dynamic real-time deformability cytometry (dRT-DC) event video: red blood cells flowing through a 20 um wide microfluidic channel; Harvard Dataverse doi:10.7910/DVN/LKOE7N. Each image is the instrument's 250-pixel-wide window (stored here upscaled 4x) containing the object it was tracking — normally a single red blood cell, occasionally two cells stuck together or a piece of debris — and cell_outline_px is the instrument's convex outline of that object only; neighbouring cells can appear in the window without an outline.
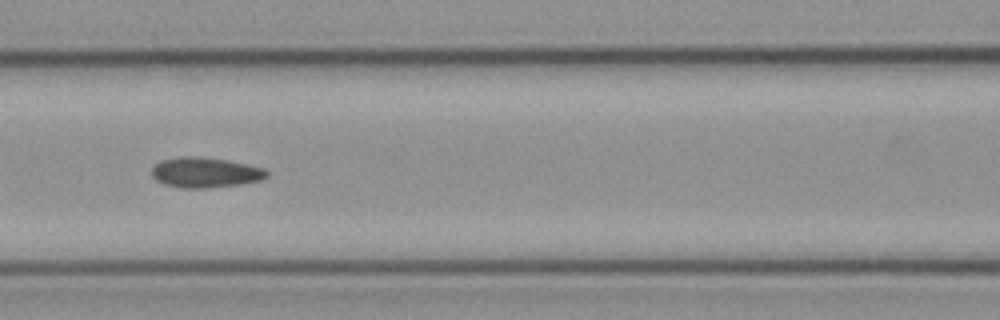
{"species": "common noctule bat (a hibernating species)", "species_latin": "Nyctalus noctula", "temperature_condition": "cold", "stored_images_in_passage": 52, "camera_frame_rate_fps": 3000, "um_per_image_px": 0.085, "animal": {"sex": "female", "body_mass_g": 21.9}, "frame": {"image": 1, "passage_image": 23, "time_ms": 7.333, "image_size_px": [1000, 320], "cell_outline_px": [[268, 176], [260, 180], [240, 184], [208, 188], [184, 188], [164, 184], [156, 180], [152, 176], [152, 168], [160, 160], [180, 156], [196, 156], [224, 160], [264, 168], [268, 172]], "centroid_in_image_um": [17.41, 14.66], "position_along_channel_um": 149.2, "area_um2": 20.11}}
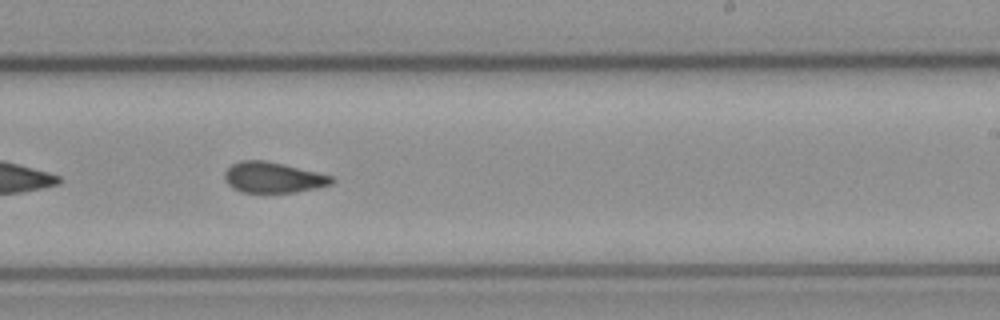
{"frame": {"image": 2, "passage_image": 32, "time_ms": 10.333, "image_size_px": [1000, 320], "cell_outline_px": [[336, 180], [332, 184], [316, 188], [296, 192], [244, 192], [232, 188], [224, 180], [224, 172], [232, 164], [240, 160], [264, 160], [284, 164], [332, 176]], "centroid_in_image_um": [23.2, 15.08], "position_along_channel_um": 265.8, "area_um2": 19.13}}
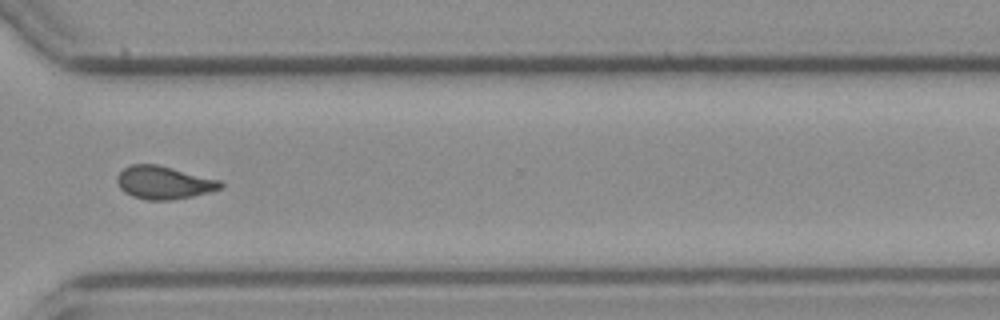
{"frame": {"image": 3, "passage_image": 39, "time_ms": 12.667, "image_size_px": [1000, 320], "cell_outline_px": [[224, 184], [220, 188], [208, 192], [192, 196], [172, 200], [148, 200], [132, 196], [124, 192], [120, 188], [116, 180], [116, 176], [124, 168], [132, 164], [156, 164], [220, 180]], "centroid_in_image_um": [13.89, 15.52], "position_along_channel_um": 356.7, "area_um2": 19.71}, "authors_computed_cell_mechanics": {"area_um2": 20.0277, "velocity_mm_per_s": 3.8948, "shape_relaxation_time_tau1_ms": null, "shape_relaxation_time_tau2_ms": 1.9756, "deformation_change_tau1": null, "deformation_change_tau2": 0.0602}}